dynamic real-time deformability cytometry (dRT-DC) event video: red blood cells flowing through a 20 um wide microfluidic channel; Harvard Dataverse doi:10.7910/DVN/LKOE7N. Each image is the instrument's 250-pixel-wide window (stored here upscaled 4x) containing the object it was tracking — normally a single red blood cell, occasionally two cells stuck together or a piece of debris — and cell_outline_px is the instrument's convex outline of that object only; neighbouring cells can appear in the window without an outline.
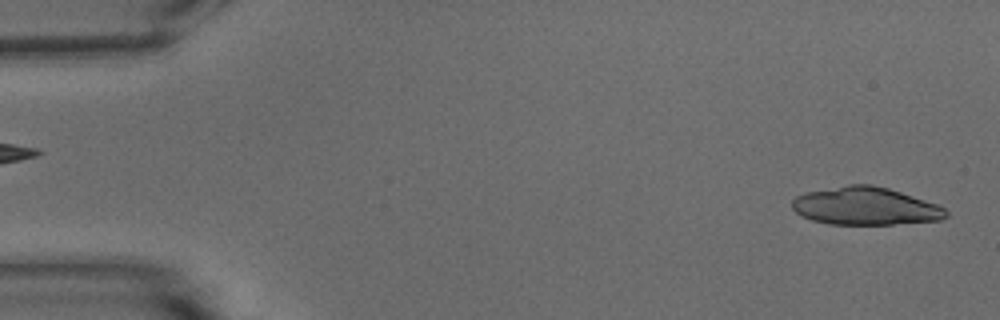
{"species": "common noctule bat (a hibernating species)", "species_latin": "Nyctalus noctula", "temperature_condition": "warm", "stored_images_in_passage": 16, "camera_frame_rate_fps": 3000, "um_per_image_px": 0.085, "animal": {"sex": "male", "body_mass_g": 15.6}, "frame": {"image": 1, "passage_image": 1, "time_ms": 0.0, "image_size_px": [1000, 320], "cell_outline_px": [[948, 216], [940, 220], [892, 224], [828, 224], [812, 220], [800, 216], [792, 208], [792, 200], [796, 196], [804, 192], [848, 184], [872, 184], [888, 188], [940, 204], [948, 212]], "centroid_in_image_um": [73.55, 17.51], "position_along_channel_um": 11.4, "area_um2": 34.22}}